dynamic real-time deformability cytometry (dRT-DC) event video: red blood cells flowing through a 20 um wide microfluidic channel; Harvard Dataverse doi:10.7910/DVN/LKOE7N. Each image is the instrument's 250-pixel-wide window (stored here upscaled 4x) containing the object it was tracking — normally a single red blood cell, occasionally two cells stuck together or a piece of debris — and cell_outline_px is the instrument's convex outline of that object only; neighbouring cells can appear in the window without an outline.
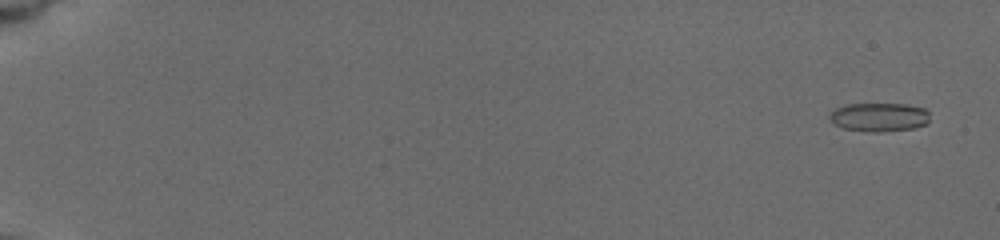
{"species": "common noctule bat (a hibernating species)", "species_latin": "Nyctalus noctula", "temperature_condition": "cold", "stored_images_in_passage": 23, "camera_frame_rate_fps": 3000, "um_per_image_px": 0.085, "animal": {"sex": "female", "body_mass_g": 19.5, "forearm_length_mm": 54.1}, "frame": {"image": 1, "passage_image": 1, "time_ms": 0.0, "image_size_px": [1000, 240], "cell_outline_px": [[928, 124], [916, 128], [880, 132], [864, 132], [844, 128], [828, 120], [828, 116], [836, 108], [844, 104], [904, 104], [924, 108], [928, 112]], "centroid_in_image_um": [74.72, 9.96], "position_along_channel_um": 10.3, "area_um2": 16.94}}
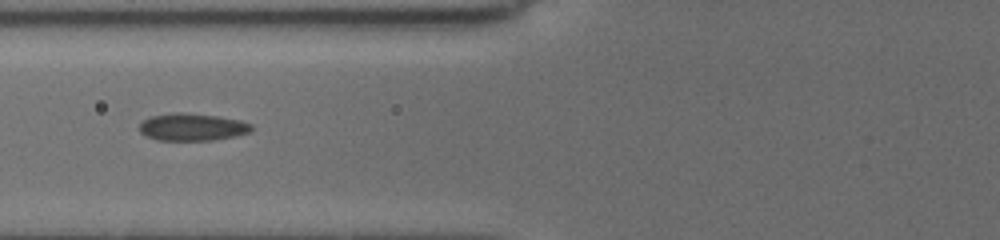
{"frame": {"image": 2, "passage_image": 14, "time_ms": 7.667, "image_size_px": [1000, 240], "cell_outline_px": [[252, 128], [248, 132], [232, 136], [212, 140], [156, 140], [140, 132], [140, 124], [144, 120], [152, 116], [176, 112], [184, 112], [216, 116], [240, 120], [252, 124]], "centroid_in_image_um": [16.32, 10.79], "position_along_channel_um": 109.5, "area_um2": 17.57}}
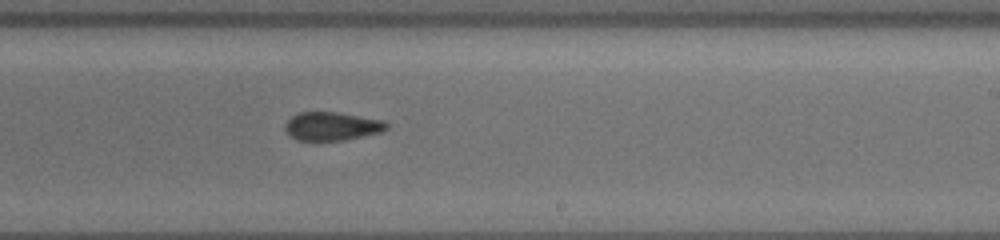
{"frame": {"image": 3, "passage_image": 23, "time_ms": 11.667, "image_size_px": [1000, 240], "cell_outline_px": [[388, 128], [380, 132], [344, 140], [296, 140], [284, 128], [284, 124], [292, 116], [300, 112], [340, 112], [384, 120], [388, 124]], "centroid_in_image_um": [28.23, 10.71], "position_along_channel_um": 260.8, "area_um2": 16.76}}